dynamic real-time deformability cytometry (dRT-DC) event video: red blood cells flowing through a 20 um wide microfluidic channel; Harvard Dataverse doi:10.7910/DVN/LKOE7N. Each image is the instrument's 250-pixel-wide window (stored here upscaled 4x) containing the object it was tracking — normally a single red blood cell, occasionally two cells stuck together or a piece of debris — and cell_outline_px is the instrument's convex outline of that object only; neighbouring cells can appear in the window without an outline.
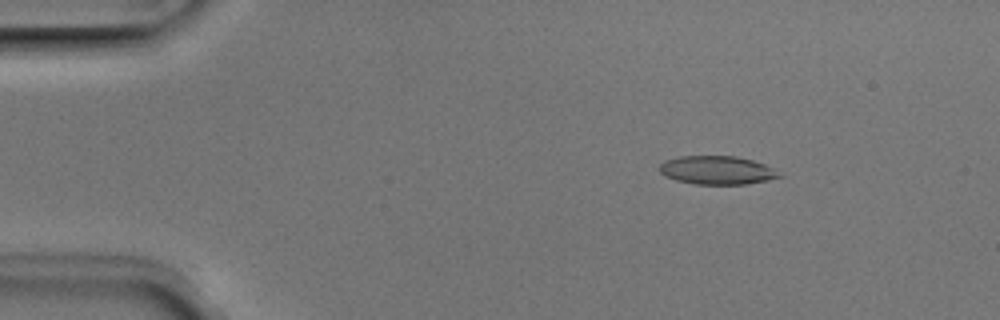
{"species": "Egyptian fruit bat (a non-hibernating species)", "species_latin": "Rousettus aegyptiacus", "temperature_condition": "room temperature", "stored_images_in_passage": 52, "camera_frame_rate_fps": 3000, "um_per_image_px": 0.085, "animal": {"sex": "male"}, "frame": {"image": 1, "passage_image": 8, "time_ms": 2.333, "image_size_px": [1000, 320], "cell_outline_px": [[784, 176], [768, 180], [744, 184], [696, 184], [676, 180], [664, 176], [660, 172], [660, 164], [664, 160], [680, 156], [736, 156], [752, 160], [764, 164], [772, 168]], "centroid_in_image_um": [60.93, 14.46], "position_along_channel_um": 24.1, "area_um2": 19.83}}
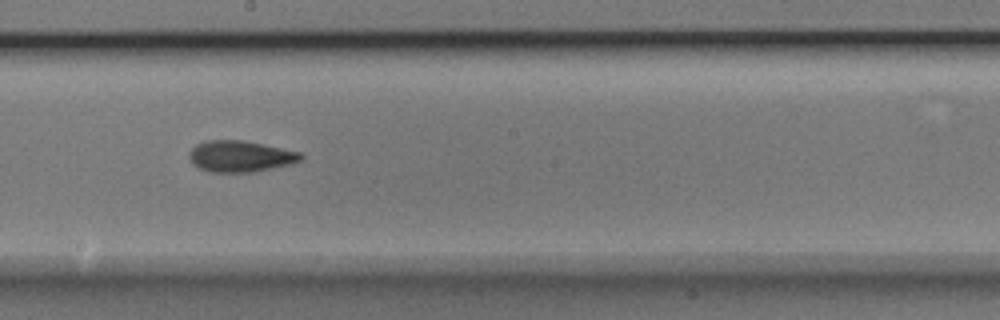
{"frame": {"image": 2, "passage_image": 29, "time_ms": 9.333, "image_size_px": [1000, 320], "cell_outline_px": [[304, 156], [300, 160], [292, 164], [252, 172], [208, 172], [192, 164], [188, 156], [188, 152], [196, 144], [204, 140], [244, 140], [300, 152]], "centroid_in_image_um": [20.39, 13.28], "position_along_channel_um": 227.8, "area_um2": 20.46}}
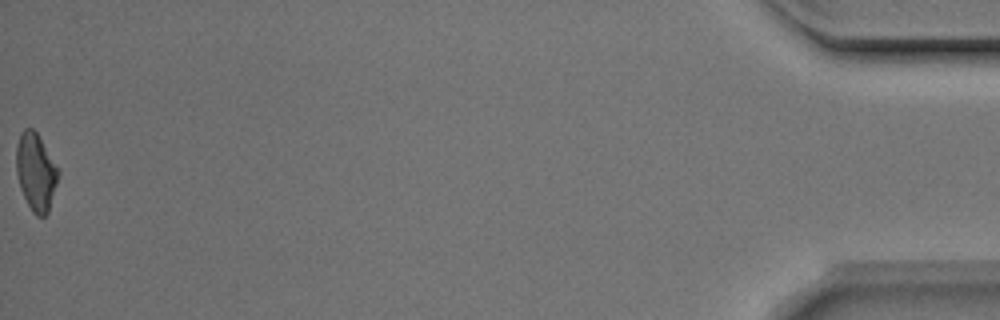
{"frame": {"image": 3, "passage_image": 52, "time_ms": 17.0, "image_size_px": [1000, 320], "cell_outline_px": [[60, 172], [48, 212], [44, 216], [36, 216], [32, 212], [20, 188], [16, 172], [16, 144], [20, 132], [24, 128], [32, 128], [36, 132]], "centroid_in_image_um": [3.02, 14.61], "position_along_channel_um": 432.2, "area_um2": 18.79}, "authors_computed_cell_mechanics": {"area_um2": 19.941, "velocity_mm_per_s": 3.9628, "shape_relaxation_time_tau1_ms": 7.2625, "shape_relaxation_time_tau2_ms": 2.9069, "deformation_change_tau1": 0.1746, "deformation_change_tau2": 0.0961}}